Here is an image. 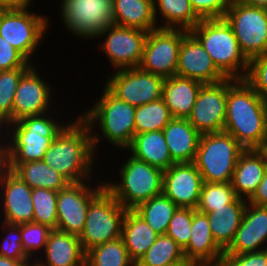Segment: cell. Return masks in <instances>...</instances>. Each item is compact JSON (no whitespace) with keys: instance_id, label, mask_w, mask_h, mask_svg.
<instances>
[{"instance_id":"6da1fadb","label":"cell","mask_w":267,"mask_h":266,"mask_svg":"<svg viewBox=\"0 0 267 266\" xmlns=\"http://www.w3.org/2000/svg\"><path fill=\"white\" fill-rule=\"evenodd\" d=\"M95 154L90 127L78 114L53 139L43 161L71 183H78L95 178Z\"/></svg>"},{"instance_id":"7a4b0ae2","label":"cell","mask_w":267,"mask_h":266,"mask_svg":"<svg viewBox=\"0 0 267 266\" xmlns=\"http://www.w3.org/2000/svg\"><path fill=\"white\" fill-rule=\"evenodd\" d=\"M245 149H254L267 134V101L245 79L227 88L224 130Z\"/></svg>"},{"instance_id":"3957f363","label":"cell","mask_w":267,"mask_h":266,"mask_svg":"<svg viewBox=\"0 0 267 266\" xmlns=\"http://www.w3.org/2000/svg\"><path fill=\"white\" fill-rule=\"evenodd\" d=\"M101 90L102 94L95 105L86 111L83 109L84 112L79 114L90 127L96 155L101 140L119 150H125L135 135L136 107L118 99L105 86Z\"/></svg>"},{"instance_id":"277c9868","label":"cell","mask_w":267,"mask_h":266,"mask_svg":"<svg viewBox=\"0 0 267 266\" xmlns=\"http://www.w3.org/2000/svg\"><path fill=\"white\" fill-rule=\"evenodd\" d=\"M52 112V114H51ZM53 115V117H52ZM56 115V117H54ZM57 113L28 116L7 125L4 164H21L43 160L53 139L71 121H60ZM59 120V121H58Z\"/></svg>"},{"instance_id":"5b68a950","label":"cell","mask_w":267,"mask_h":266,"mask_svg":"<svg viewBox=\"0 0 267 266\" xmlns=\"http://www.w3.org/2000/svg\"><path fill=\"white\" fill-rule=\"evenodd\" d=\"M189 32L227 78H246L250 61L242 53L232 28L224 18L202 19Z\"/></svg>"},{"instance_id":"8992f818","label":"cell","mask_w":267,"mask_h":266,"mask_svg":"<svg viewBox=\"0 0 267 266\" xmlns=\"http://www.w3.org/2000/svg\"><path fill=\"white\" fill-rule=\"evenodd\" d=\"M118 170L120 180L104 178L105 188L127 210L163 193V170L130 154Z\"/></svg>"},{"instance_id":"52a82bcc","label":"cell","mask_w":267,"mask_h":266,"mask_svg":"<svg viewBox=\"0 0 267 266\" xmlns=\"http://www.w3.org/2000/svg\"><path fill=\"white\" fill-rule=\"evenodd\" d=\"M245 148L225 131L201 134L194 164L203 182L232 181L238 158Z\"/></svg>"},{"instance_id":"ba28073f","label":"cell","mask_w":267,"mask_h":266,"mask_svg":"<svg viewBox=\"0 0 267 266\" xmlns=\"http://www.w3.org/2000/svg\"><path fill=\"white\" fill-rule=\"evenodd\" d=\"M50 22L48 15L31 12L30 6L0 9V36L33 64Z\"/></svg>"},{"instance_id":"9c48e42d","label":"cell","mask_w":267,"mask_h":266,"mask_svg":"<svg viewBox=\"0 0 267 266\" xmlns=\"http://www.w3.org/2000/svg\"><path fill=\"white\" fill-rule=\"evenodd\" d=\"M126 212L104 188L89 204L85 226L79 235L83 250L120 238Z\"/></svg>"},{"instance_id":"30bf717a","label":"cell","mask_w":267,"mask_h":266,"mask_svg":"<svg viewBox=\"0 0 267 266\" xmlns=\"http://www.w3.org/2000/svg\"><path fill=\"white\" fill-rule=\"evenodd\" d=\"M59 3L61 24L76 38L98 40L104 29L115 24L113 0H60Z\"/></svg>"},{"instance_id":"8fae6325","label":"cell","mask_w":267,"mask_h":266,"mask_svg":"<svg viewBox=\"0 0 267 266\" xmlns=\"http://www.w3.org/2000/svg\"><path fill=\"white\" fill-rule=\"evenodd\" d=\"M233 30L245 57L251 59L267 52V9L231 0L223 17Z\"/></svg>"},{"instance_id":"7c38bea8","label":"cell","mask_w":267,"mask_h":266,"mask_svg":"<svg viewBox=\"0 0 267 266\" xmlns=\"http://www.w3.org/2000/svg\"><path fill=\"white\" fill-rule=\"evenodd\" d=\"M101 180L96 185L93 180L70 183L58 192L56 230L76 236L82 233L90 202L105 188Z\"/></svg>"},{"instance_id":"4fadbf2b","label":"cell","mask_w":267,"mask_h":266,"mask_svg":"<svg viewBox=\"0 0 267 266\" xmlns=\"http://www.w3.org/2000/svg\"><path fill=\"white\" fill-rule=\"evenodd\" d=\"M184 29L157 28L148 32L142 60L138 66L145 72L169 78L177 73L179 48Z\"/></svg>"},{"instance_id":"5bb4252c","label":"cell","mask_w":267,"mask_h":266,"mask_svg":"<svg viewBox=\"0 0 267 266\" xmlns=\"http://www.w3.org/2000/svg\"><path fill=\"white\" fill-rule=\"evenodd\" d=\"M164 80L159 75L134 67L113 70L104 86L118 99L137 107L162 98Z\"/></svg>"},{"instance_id":"9a60e30c","label":"cell","mask_w":267,"mask_h":266,"mask_svg":"<svg viewBox=\"0 0 267 266\" xmlns=\"http://www.w3.org/2000/svg\"><path fill=\"white\" fill-rule=\"evenodd\" d=\"M147 35L144 30L114 24L104 29L97 38H103L99 49L116 71L140 65Z\"/></svg>"},{"instance_id":"2e32d148","label":"cell","mask_w":267,"mask_h":266,"mask_svg":"<svg viewBox=\"0 0 267 266\" xmlns=\"http://www.w3.org/2000/svg\"><path fill=\"white\" fill-rule=\"evenodd\" d=\"M236 79L227 78L214 84H203L195 104L187 118L200 133H214L224 130L227 105V88Z\"/></svg>"},{"instance_id":"e0dca14e","label":"cell","mask_w":267,"mask_h":266,"mask_svg":"<svg viewBox=\"0 0 267 266\" xmlns=\"http://www.w3.org/2000/svg\"><path fill=\"white\" fill-rule=\"evenodd\" d=\"M35 66L33 64L20 78L13 101L12 122L48 113L55 107L52 103L55 90L52 91L50 82L40 77Z\"/></svg>"},{"instance_id":"ac0fdd59","label":"cell","mask_w":267,"mask_h":266,"mask_svg":"<svg viewBox=\"0 0 267 266\" xmlns=\"http://www.w3.org/2000/svg\"><path fill=\"white\" fill-rule=\"evenodd\" d=\"M32 192L29 185L3 165L0 169V220L16 225L33 222Z\"/></svg>"},{"instance_id":"d6986e66","label":"cell","mask_w":267,"mask_h":266,"mask_svg":"<svg viewBox=\"0 0 267 266\" xmlns=\"http://www.w3.org/2000/svg\"><path fill=\"white\" fill-rule=\"evenodd\" d=\"M203 178L192 163H174L164 171L163 194L178 207L196 209Z\"/></svg>"},{"instance_id":"ffe728a7","label":"cell","mask_w":267,"mask_h":266,"mask_svg":"<svg viewBox=\"0 0 267 266\" xmlns=\"http://www.w3.org/2000/svg\"><path fill=\"white\" fill-rule=\"evenodd\" d=\"M176 75L194 79L203 84L219 83L227 79L190 32L182 38Z\"/></svg>"},{"instance_id":"44dd1931","label":"cell","mask_w":267,"mask_h":266,"mask_svg":"<svg viewBox=\"0 0 267 266\" xmlns=\"http://www.w3.org/2000/svg\"><path fill=\"white\" fill-rule=\"evenodd\" d=\"M265 249H267V206H257L247 202L240 226L224 253L239 255Z\"/></svg>"},{"instance_id":"7402d4cb","label":"cell","mask_w":267,"mask_h":266,"mask_svg":"<svg viewBox=\"0 0 267 266\" xmlns=\"http://www.w3.org/2000/svg\"><path fill=\"white\" fill-rule=\"evenodd\" d=\"M183 253L192 266H218L224 254L212 235L207 214L196 209H193L190 241Z\"/></svg>"},{"instance_id":"603a6c76","label":"cell","mask_w":267,"mask_h":266,"mask_svg":"<svg viewBox=\"0 0 267 266\" xmlns=\"http://www.w3.org/2000/svg\"><path fill=\"white\" fill-rule=\"evenodd\" d=\"M41 254L34 266H85L86 252L73 234L52 230Z\"/></svg>"},{"instance_id":"cb8c5ba5","label":"cell","mask_w":267,"mask_h":266,"mask_svg":"<svg viewBox=\"0 0 267 266\" xmlns=\"http://www.w3.org/2000/svg\"><path fill=\"white\" fill-rule=\"evenodd\" d=\"M162 131L175 163L194 162L201 134L188 119L172 118Z\"/></svg>"},{"instance_id":"d4e9b609","label":"cell","mask_w":267,"mask_h":266,"mask_svg":"<svg viewBox=\"0 0 267 266\" xmlns=\"http://www.w3.org/2000/svg\"><path fill=\"white\" fill-rule=\"evenodd\" d=\"M202 82L174 75L165 78L162 90V99L173 118L187 119L195 104Z\"/></svg>"},{"instance_id":"484cf974","label":"cell","mask_w":267,"mask_h":266,"mask_svg":"<svg viewBox=\"0 0 267 266\" xmlns=\"http://www.w3.org/2000/svg\"><path fill=\"white\" fill-rule=\"evenodd\" d=\"M127 150L135 158L163 171L175 163L170 156L162 130L135 134L124 151Z\"/></svg>"},{"instance_id":"4316f807","label":"cell","mask_w":267,"mask_h":266,"mask_svg":"<svg viewBox=\"0 0 267 266\" xmlns=\"http://www.w3.org/2000/svg\"><path fill=\"white\" fill-rule=\"evenodd\" d=\"M247 200L237 197L232 203L205 213L215 242L225 251L232 243L244 214Z\"/></svg>"},{"instance_id":"83f0119b","label":"cell","mask_w":267,"mask_h":266,"mask_svg":"<svg viewBox=\"0 0 267 266\" xmlns=\"http://www.w3.org/2000/svg\"><path fill=\"white\" fill-rule=\"evenodd\" d=\"M266 165L254 149H245L239 156L232 178V187L239 198L248 200L261 180Z\"/></svg>"},{"instance_id":"f1b7e54d","label":"cell","mask_w":267,"mask_h":266,"mask_svg":"<svg viewBox=\"0 0 267 266\" xmlns=\"http://www.w3.org/2000/svg\"><path fill=\"white\" fill-rule=\"evenodd\" d=\"M157 234L134 210H127L121 231V238L131 260L137 264L150 246L156 241Z\"/></svg>"},{"instance_id":"f546056e","label":"cell","mask_w":267,"mask_h":266,"mask_svg":"<svg viewBox=\"0 0 267 266\" xmlns=\"http://www.w3.org/2000/svg\"><path fill=\"white\" fill-rule=\"evenodd\" d=\"M153 5L158 28L190 31L202 20L193 10L190 0H153Z\"/></svg>"},{"instance_id":"4dcf8cb0","label":"cell","mask_w":267,"mask_h":266,"mask_svg":"<svg viewBox=\"0 0 267 266\" xmlns=\"http://www.w3.org/2000/svg\"><path fill=\"white\" fill-rule=\"evenodd\" d=\"M32 189L45 188L59 192L71 182L43 160L21 164H4Z\"/></svg>"},{"instance_id":"1f68e13d","label":"cell","mask_w":267,"mask_h":266,"mask_svg":"<svg viewBox=\"0 0 267 266\" xmlns=\"http://www.w3.org/2000/svg\"><path fill=\"white\" fill-rule=\"evenodd\" d=\"M116 25L149 32L157 29L153 0H113Z\"/></svg>"},{"instance_id":"d6a6232c","label":"cell","mask_w":267,"mask_h":266,"mask_svg":"<svg viewBox=\"0 0 267 266\" xmlns=\"http://www.w3.org/2000/svg\"><path fill=\"white\" fill-rule=\"evenodd\" d=\"M178 206L163 193L133 209L159 235L166 234Z\"/></svg>"},{"instance_id":"836d02e7","label":"cell","mask_w":267,"mask_h":266,"mask_svg":"<svg viewBox=\"0 0 267 266\" xmlns=\"http://www.w3.org/2000/svg\"><path fill=\"white\" fill-rule=\"evenodd\" d=\"M175 263H189L183 249L167 234L159 235L156 241L138 261L136 266H169Z\"/></svg>"},{"instance_id":"e575fe53","label":"cell","mask_w":267,"mask_h":266,"mask_svg":"<svg viewBox=\"0 0 267 266\" xmlns=\"http://www.w3.org/2000/svg\"><path fill=\"white\" fill-rule=\"evenodd\" d=\"M85 266H136L122 238L97 245L86 251Z\"/></svg>"},{"instance_id":"d590c367","label":"cell","mask_w":267,"mask_h":266,"mask_svg":"<svg viewBox=\"0 0 267 266\" xmlns=\"http://www.w3.org/2000/svg\"><path fill=\"white\" fill-rule=\"evenodd\" d=\"M173 118L163 99L137 106L135 110V134L163 130Z\"/></svg>"},{"instance_id":"8d00e7d4","label":"cell","mask_w":267,"mask_h":266,"mask_svg":"<svg viewBox=\"0 0 267 266\" xmlns=\"http://www.w3.org/2000/svg\"><path fill=\"white\" fill-rule=\"evenodd\" d=\"M237 198L232 183L203 182L196 210L201 213L215 211Z\"/></svg>"},{"instance_id":"74e56055","label":"cell","mask_w":267,"mask_h":266,"mask_svg":"<svg viewBox=\"0 0 267 266\" xmlns=\"http://www.w3.org/2000/svg\"><path fill=\"white\" fill-rule=\"evenodd\" d=\"M57 195L58 192L45 188H34L32 203L34 208L33 222L57 229Z\"/></svg>"},{"instance_id":"f35d334b","label":"cell","mask_w":267,"mask_h":266,"mask_svg":"<svg viewBox=\"0 0 267 266\" xmlns=\"http://www.w3.org/2000/svg\"><path fill=\"white\" fill-rule=\"evenodd\" d=\"M29 68L0 70V119L6 126L12 123V107L15 91L21 76Z\"/></svg>"},{"instance_id":"ab89813d","label":"cell","mask_w":267,"mask_h":266,"mask_svg":"<svg viewBox=\"0 0 267 266\" xmlns=\"http://www.w3.org/2000/svg\"><path fill=\"white\" fill-rule=\"evenodd\" d=\"M48 226L30 222L20 224V232L24 251L35 261L38 255L44 251L49 233ZM39 251H41L39 253ZM34 256V257H33Z\"/></svg>"},{"instance_id":"60d3db41","label":"cell","mask_w":267,"mask_h":266,"mask_svg":"<svg viewBox=\"0 0 267 266\" xmlns=\"http://www.w3.org/2000/svg\"><path fill=\"white\" fill-rule=\"evenodd\" d=\"M0 228V232L4 233V237H1L0 256L12 260H33L24 251L20 225L0 221Z\"/></svg>"},{"instance_id":"b9f144b4","label":"cell","mask_w":267,"mask_h":266,"mask_svg":"<svg viewBox=\"0 0 267 266\" xmlns=\"http://www.w3.org/2000/svg\"><path fill=\"white\" fill-rule=\"evenodd\" d=\"M192 221L193 208L178 207L169 223L166 234L177 242L182 249L190 241Z\"/></svg>"},{"instance_id":"7bdbcfd3","label":"cell","mask_w":267,"mask_h":266,"mask_svg":"<svg viewBox=\"0 0 267 266\" xmlns=\"http://www.w3.org/2000/svg\"><path fill=\"white\" fill-rule=\"evenodd\" d=\"M245 80L267 101V52L250 60Z\"/></svg>"},{"instance_id":"ee69618b","label":"cell","mask_w":267,"mask_h":266,"mask_svg":"<svg viewBox=\"0 0 267 266\" xmlns=\"http://www.w3.org/2000/svg\"><path fill=\"white\" fill-rule=\"evenodd\" d=\"M32 65L16 48L0 36V70L30 68Z\"/></svg>"},{"instance_id":"f6af8a7d","label":"cell","mask_w":267,"mask_h":266,"mask_svg":"<svg viewBox=\"0 0 267 266\" xmlns=\"http://www.w3.org/2000/svg\"><path fill=\"white\" fill-rule=\"evenodd\" d=\"M267 249L239 255L224 253L218 266H266Z\"/></svg>"},{"instance_id":"bcb514c9","label":"cell","mask_w":267,"mask_h":266,"mask_svg":"<svg viewBox=\"0 0 267 266\" xmlns=\"http://www.w3.org/2000/svg\"><path fill=\"white\" fill-rule=\"evenodd\" d=\"M231 0H190L195 13L201 19L223 18Z\"/></svg>"},{"instance_id":"7dc6e473","label":"cell","mask_w":267,"mask_h":266,"mask_svg":"<svg viewBox=\"0 0 267 266\" xmlns=\"http://www.w3.org/2000/svg\"><path fill=\"white\" fill-rule=\"evenodd\" d=\"M247 202L257 206H267V167L263 179Z\"/></svg>"},{"instance_id":"c3c4849f","label":"cell","mask_w":267,"mask_h":266,"mask_svg":"<svg viewBox=\"0 0 267 266\" xmlns=\"http://www.w3.org/2000/svg\"><path fill=\"white\" fill-rule=\"evenodd\" d=\"M33 0H0V9L24 8L32 6Z\"/></svg>"},{"instance_id":"681fc988","label":"cell","mask_w":267,"mask_h":266,"mask_svg":"<svg viewBox=\"0 0 267 266\" xmlns=\"http://www.w3.org/2000/svg\"><path fill=\"white\" fill-rule=\"evenodd\" d=\"M6 128H7L6 124L0 119V159L3 162L6 155V135H7Z\"/></svg>"},{"instance_id":"f907efd6","label":"cell","mask_w":267,"mask_h":266,"mask_svg":"<svg viewBox=\"0 0 267 266\" xmlns=\"http://www.w3.org/2000/svg\"><path fill=\"white\" fill-rule=\"evenodd\" d=\"M34 260H12L0 256V266H33Z\"/></svg>"},{"instance_id":"816d5d0a","label":"cell","mask_w":267,"mask_h":266,"mask_svg":"<svg viewBox=\"0 0 267 266\" xmlns=\"http://www.w3.org/2000/svg\"><path fill=\"white\" fill-rule=\"evenodd\" d=\"M254 150L261 156L263 163L267 167V134L263 137L260 143L254 148Z\"/></svg>"},{"instance_id":"f5cc1de1","label":"cell","mask_w":267,"mask_h":266,"mask_svg":"<svg viewBox=\"0 0 267 266\" xmlns=\"http://www.w3.org/2000/svg\"><path fill=\"white\" fill-rule=\"evenodd\" d=\"M235 1L247 6L261 7L267 9V0H235Z\"/></svg>"},{"instance_id":"db71d44e","label":"cell","mask_w":267,"mask_h":266,"mask_svg":"<svg viewBox=\"0 0 267 266\" xmlns=\"http://www.w3.org/2000/svg\"><path fill=\"white\" fill-rule=\"evenodd\" d=\"M169 266H192L190 263H175L173 265H169Z\"/></svg>"},{"instance_id":"11a10c76","label":"cell","mask_w":267,"mask_h":266,"mask_svg":"<svg viewBox=\"0 0 267 266\" xmlns=\"http://www.w3.org/2000/svg\"><path fill=\"white\" fill-rule=\"evenodd\" d=\"M4 165V162L0 159V169Z\"/></svg>"}]
</instances>
